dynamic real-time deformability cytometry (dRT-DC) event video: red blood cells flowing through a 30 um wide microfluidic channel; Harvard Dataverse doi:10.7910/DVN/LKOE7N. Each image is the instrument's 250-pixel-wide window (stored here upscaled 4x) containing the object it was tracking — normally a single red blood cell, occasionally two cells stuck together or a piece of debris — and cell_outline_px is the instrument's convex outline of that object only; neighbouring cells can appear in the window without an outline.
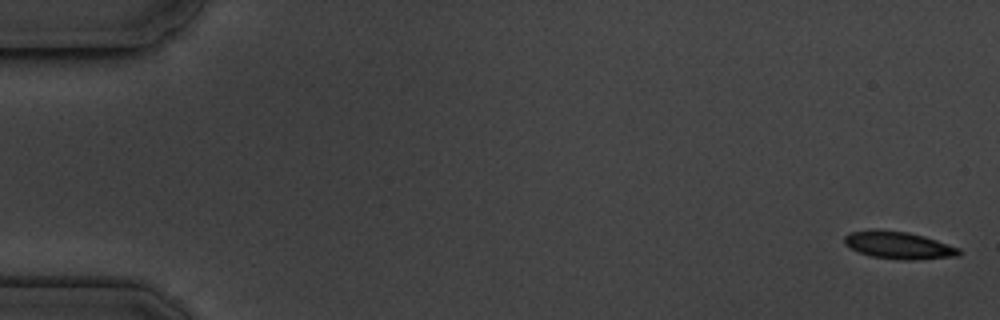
{"species": "common noctule bat (a hibernating species)", "species_latin": "Nyctalus noctula", "temperature_condition": "cold", "stored_images_in_passage": 5, "camera_frame_rate_fps": 3000, "um_per_image_px": 0.085, "animal": {"sex": "male", "body_mass_g": 19.5, "forearm_length_mm": 54.6}, "frame": {"image": 1, "passage_image": 1, "time_ms": 0.0, "image_size_px": [1000, 320], "cell_outline_px": [[964, 252], [960, 256], [916, 260], [900, 260], [872, 256], [860, 252], [844, 244], [844, 236], [848, 232], [872, 228], [880, 228], [908, 232], [924, 236], [960, 248]], "centroid_in_image_um": [76.39, 20.83], "position_along_channel_um": 8.6, "area_um2": 18.73}}
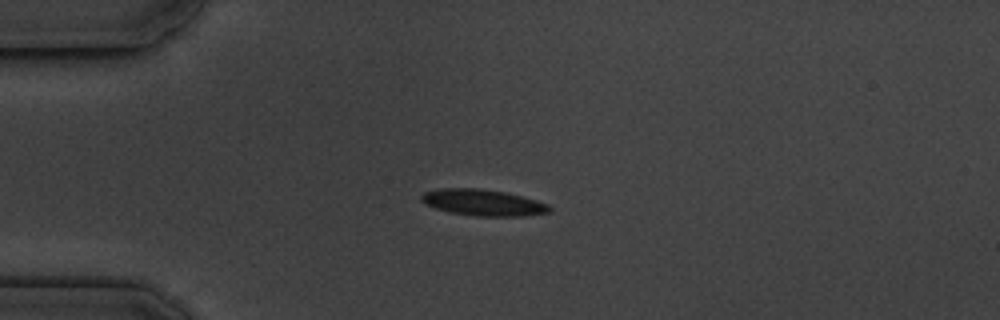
{"frame": {"image": 2, "passage_image": 4, "time_ms": 4.333, "image_size_px": [1000, 320], "cell_outline_px": [[552, 212], [524, 216], [476, 216], [452, 212], [436, 208], [424, 204], [420, 200], [420, 196], [424, 192], [440, 188], [480, 188], [504, 192], [536, 200], [548, 204], [552, 208]], "centroid_in_image_um": [41.06, 17.22], "position_along_channel_um": 43.9, "area_um2": 19.65}}